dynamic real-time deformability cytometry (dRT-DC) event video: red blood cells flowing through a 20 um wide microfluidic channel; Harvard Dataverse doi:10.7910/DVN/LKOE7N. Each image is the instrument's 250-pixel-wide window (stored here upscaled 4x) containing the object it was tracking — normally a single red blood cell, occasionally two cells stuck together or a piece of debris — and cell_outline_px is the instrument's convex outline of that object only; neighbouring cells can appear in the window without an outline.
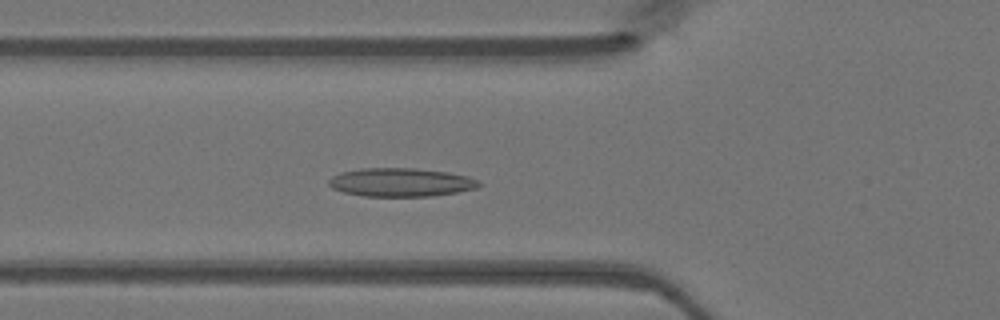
{"species": "Egyptian fruit bat (a non-hibernating species)", "species_latin": "Rousettus aegyptiacus", "temperature_condition": "warm", "stored_images_in_passage": 47, "camera_frame_rate_fps": 3000, "um_per_image_px": 0.085, "animal": {"sex": "female"}, "frame": {"image": 1, "passage_image": 16, "time_ms": 5.0, "image_size_px": [1000, 320], "cell_outline_px": [[480, 184], [476, 188], [456, 192], [432, 196], [364, 196], [344, 192], [332, 188], [328, 184], [328, 180], [332, 176], [340, 172], [360, 168], [416, 168], [448, 172], [468, 176], [480, 180]], "centroid_in_image_um": [34.06, 15.49], "position_along_channel_um": 91.7, "area_um2": 25.03}}
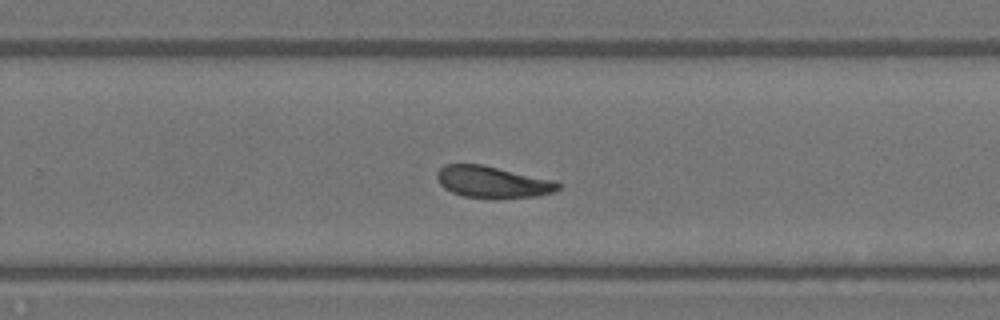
{"frame": {"image": 2, "passage_image": 30, "time_ms": 9.667, "image_size_px": [1000, 320], "cell_outline_px": [[560, 188], [552, 192], [536, 196], [500, 200], [496, 200], [464, 196], [452, 192], [444, 188], [440, 184], [436, 176], [436, 172], [444, 164], [480, 164], [556, 180], [560, 184]], "centroid_in_image_um": [41.87, 15.49], "position_along_channel_um": 287.9, "area_um2": 22.77}}
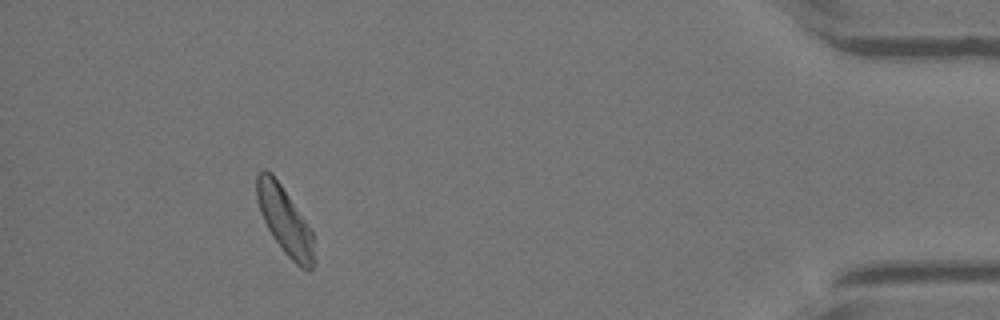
{"frame": {"image": 3, "passage_image": 43, "time_ms": 14.0, "image_size_px": [1000, 320], "cell_outline_px": [[312, 268], [308, 272], [300, 268], [284, 252], [272, 236], [260, 212], [256, 196], [256, 176], [264, 168], [272, 172], [312, 228]], "centroid_in_image_um": [24.18, 18.7], "position_along_channel_um": 411.0, "area_um2": 22.37}}